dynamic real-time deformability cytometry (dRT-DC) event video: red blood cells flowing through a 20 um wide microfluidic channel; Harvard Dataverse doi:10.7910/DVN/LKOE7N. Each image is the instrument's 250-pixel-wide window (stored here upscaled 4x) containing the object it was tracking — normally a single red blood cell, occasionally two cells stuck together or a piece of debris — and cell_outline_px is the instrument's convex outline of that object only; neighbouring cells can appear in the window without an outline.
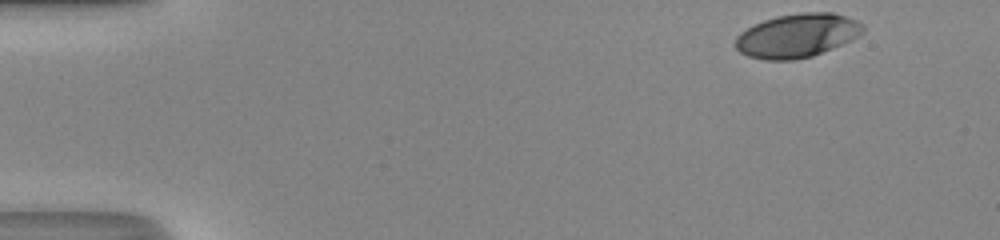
{"species": "human", "species_latin": "Homo sapiens", "temperature_condition": "room temperature", "stored_images_in_passage": 37, "camera_frame_rate_fps": 3000, "um_per_image_px": 0.085, "donor": {"sex": "male"}, "frame": {"image": 1, "passage_image": 1, "time_ms": 0.0, "image_size_px": [1000, 240], "cell_outline_px": [[864, 32], [840, 44], [812, 56], [796, 60], [764, 60], [748, 56], [740, 52], [736, 48], [736, 36], [740, 32], [764, 20], [776, 16], [800, 12], [832, 12], [856, 20], [864, 28]], "centroid_in_image_um": [67.72, 3.02], "position_along_channel_um": 17.3, "area_um2": 32.14}}
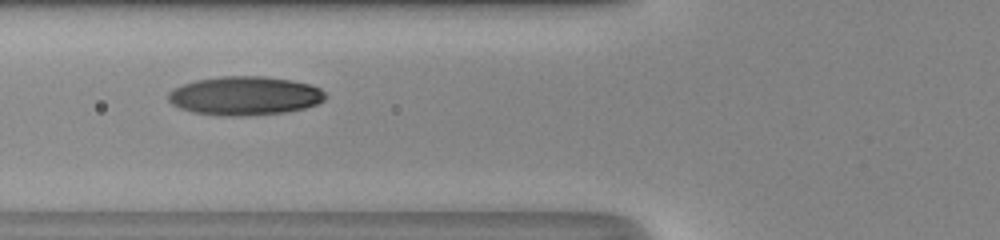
{"frame": {"image": 2, "passage_image": 16, "time_ms": 5.0, "image_size_px": [1000, 240], "cell_outline_px": [[328, 96], [324, 100], [316, 104], [304, 108], [284, 112], [248, 116], [224, 116], [192, 112], [180, 108], [172, 104], [168, 100], [168, 92], [172, 88], [180, 84], [196, 80], [220, 76], [264, 76], [292, 80], [308, 84], [320, 88]], "centroid_in_image_um": [20.78, 8.14], "position_along_channel_um": 105.0, "area_um2": 35.78}}
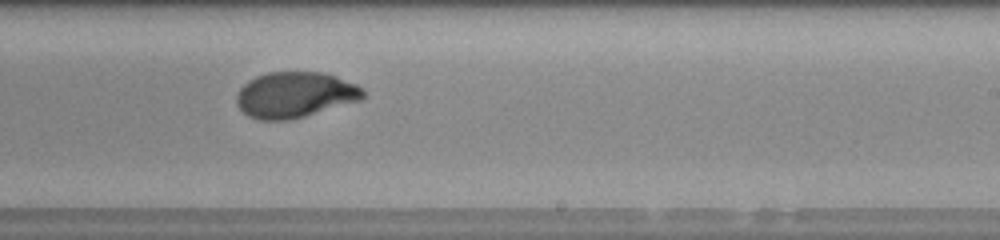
{"frame": {"image": 3, "passage_image": 27, "time_ms": 8.667, "image_size_px": [1000, 240], "cell_outline_px": [[368, 96], [360, 100], [304, 116], [288, 120], [260, 120], [248, 116], [236, 104], [236, 96], [240, 88], [248, 80], [256, 76], [268, 72], [324, 72], [336, 76], [356, 84]], "centroid_in_image_um": [25.06, 8.05], "position_along_channel_um": 263.9, "area_um2": 33.7}, "authors_computed_cell_mechanics": {"area_um2": 33.9286, "velocity_mm_per_s": 4.3442, "shape_relaxation_time_tau1_ms": 6.2862, "shape_relaxation_time_tau2_ms": 1.0097, "deformation_change_tau1": 0.2673, "deformation_change_tau2": 0.038}}